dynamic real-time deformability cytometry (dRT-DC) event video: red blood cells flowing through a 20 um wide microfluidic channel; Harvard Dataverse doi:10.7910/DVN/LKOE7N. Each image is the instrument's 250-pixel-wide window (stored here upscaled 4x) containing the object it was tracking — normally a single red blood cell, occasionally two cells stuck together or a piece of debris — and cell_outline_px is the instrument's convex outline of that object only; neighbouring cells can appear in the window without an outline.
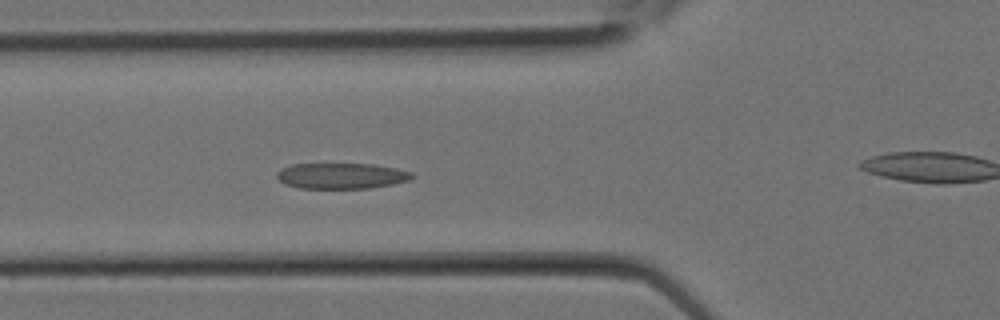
{"species": "Egyptian fruit bat (a non-hibernating species)", "species_latin": "Rousettus aegyptiacus", "temperature_condition": "room temperature", "stored_images_in_passage": 11, "segment_of_instrument_passage": [1, 2], "camera_frame_rate_fps": 3000, "um_per_image_px": 0.085, "animal": {"sex": "female"}, "frame": {"image": 1, "passage_image": 10, "time_ms": 3.0, "image_size_px": [1000, 320], "cell_outline_px": [[416, 176], [408, 180], [392, 184], [368, 188], [300, 188], [284, 184], [276, 176], [276, 172], [280, 168], [292, 164], [372, 164], [396, 168], [412, 172]], "centroid_in_image_um": [29.0, 14.94], "position_along_channel_um": 96.8, "area_um2": 20.29}}